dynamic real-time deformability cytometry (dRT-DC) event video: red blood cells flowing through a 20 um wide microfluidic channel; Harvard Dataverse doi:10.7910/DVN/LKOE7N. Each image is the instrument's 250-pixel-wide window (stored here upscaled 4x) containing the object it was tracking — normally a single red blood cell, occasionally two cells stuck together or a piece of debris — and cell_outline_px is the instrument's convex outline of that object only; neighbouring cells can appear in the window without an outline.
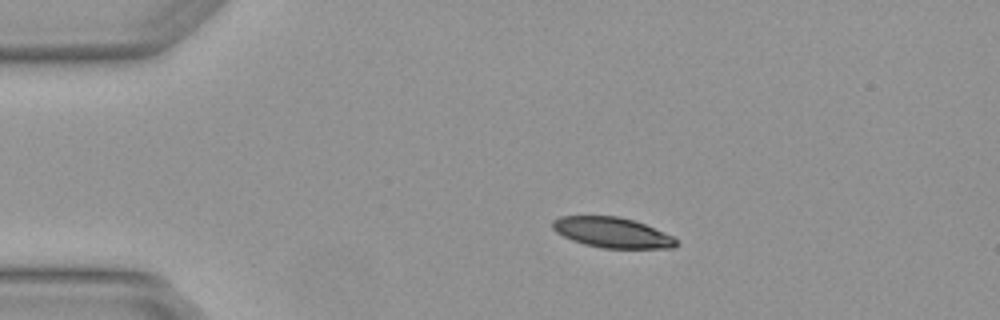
{"species": "Egyptian fruit bat (a non-hibernating species)", "species_latin": "Rousettus aegyptiacus", "temperature_condition": "warm", "stored_images_in_passage": 3, "camera_frame_rate_fps": 3000, "um_per_image_px": 0.085, "animal": {"sex": "female"}, "frame": {"image": 1, "passage_image": 2, "time_ms": 0.333, "image_size_px": [1000, 320], "cell_outline_px": [[680, 244], [672, 248], [604, 248], [584, 244], [572, 240], [556, 232], [552, 228], [552, 220], [560, 216], [620, 216], [644, 224], [672, 236], [680, 240]], "centroid_in_image_um": [52.04, 19.77], "position_along_channel_um": 33.0, "area_um2": 21.85}}